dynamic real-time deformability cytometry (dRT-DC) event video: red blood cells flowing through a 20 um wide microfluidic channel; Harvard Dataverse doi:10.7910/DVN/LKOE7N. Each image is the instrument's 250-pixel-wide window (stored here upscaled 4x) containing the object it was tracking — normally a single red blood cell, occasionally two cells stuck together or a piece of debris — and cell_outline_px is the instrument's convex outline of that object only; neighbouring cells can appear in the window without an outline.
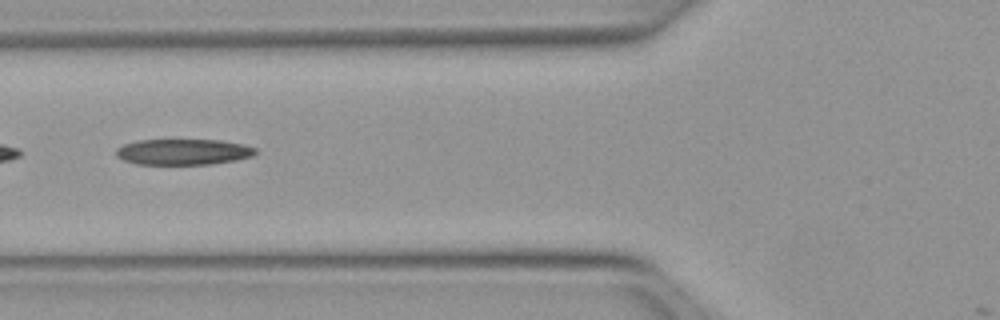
{"species": "Egyptian fruit bat (a non-hibernating species)", "species_latin": "Rousettus aegyptiacus", "temperature_condition": "warm", "stored_images_in_passage": 40, "camera_frame_rate_fps": 3000, "um_per_image_px": 0.085, "animal": {"sex": "female"}, "frame": {"image": 1, "passage_image": 14, "time_ms": 4.333, "image_size_px": [1000, 320], "cell_outline_px": [[256, 152], [252, 156], [236, 160], [212, 164], [136, 164], [124, 160], [116, 156], [116, 148], [124, 144], [140, 140], [220, 140], [244, 144], [256, 148]], "centroid_in_image_um": [15.58, 12.91], "position_along_channel_um": 110.2, "area_um2": 20.98}}
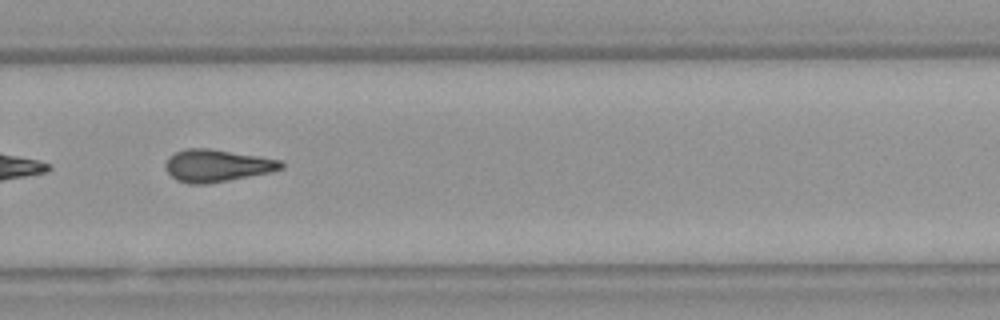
{"frame": {"image": 2, "passage_image": 29, "time_ms": 9.333, "image_size_px": [1000, 320], "cell_outline_px": [[284, 168], [272, 172], [208, 184], [188, 184], [176, 180], [164, 168], [164, 164], [168, 156], [184, 148], [212, 148], [260, 156], [280, 160], [284, 164]], "centroid_in_image_um": [18.43, 14.07], "position_along_channel_um": 311.4, "area_um2": 22.14}}